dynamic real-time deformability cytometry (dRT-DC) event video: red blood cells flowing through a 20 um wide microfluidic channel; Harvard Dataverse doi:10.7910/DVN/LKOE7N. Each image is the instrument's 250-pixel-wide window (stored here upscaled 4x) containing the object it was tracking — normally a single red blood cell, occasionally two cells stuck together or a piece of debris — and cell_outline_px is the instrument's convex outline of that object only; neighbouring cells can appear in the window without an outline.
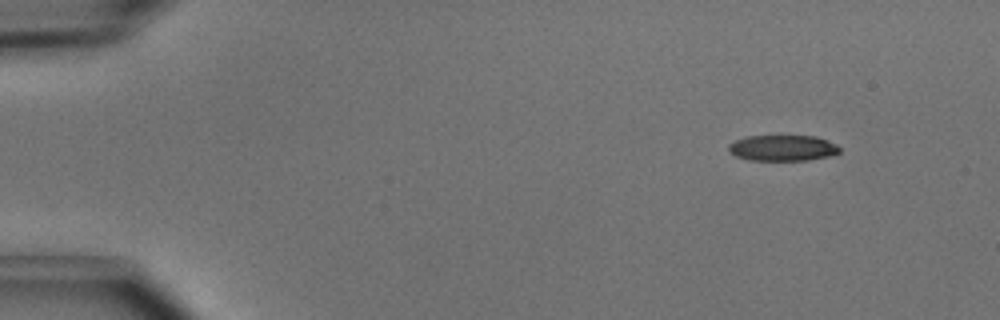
{"species": "common noctule bat (a hibernating species)", "species_latin": "Nyctalus noctula", "temperature_condition": "cold", "stored_images_in_passage": 46, "camera_frame_rate_fps": 3000, "um_per_image_px": 0.085, "animal": {"sex": "male", "body_mass_g": 15.6}, "frame": {"image": 1, "passage_image": 1, "time_ms": 0.0, "image_size_px": [1000, 320], "cell_outline_px": [[840, 152], [828, 156], [808, 160], [748, 160], [736, 156], [728, 152], [728, 144], [736, 140], [748, 136], [816, 136], [828, 140], [836, 144], [840, 148]], "centroid_in_image_um": [66.51, 12.58], "position_along_channel_um": 18.5, "area_um2": 16.76}}
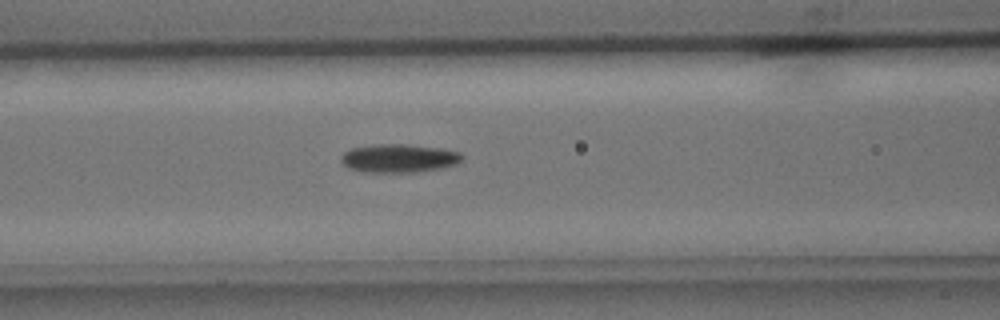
{"frame": {"image": 2, "passage_image": 17, "time_ms": 5.333, "image_size_px": [1000, 320], "cell_outline_px": [[464, 156], [456, 164], [440, 168], [416, 172], [364, 172], [348, 168], [340, 160], [340, 156], [344, 152], [352, 148], [376, 144], [408, 144], [440, 148], [460, 152]], "centroid_in_image_um": [33.89, 13.45], "position_along_channel_um": 132.7, "area_um2": 20.06}}
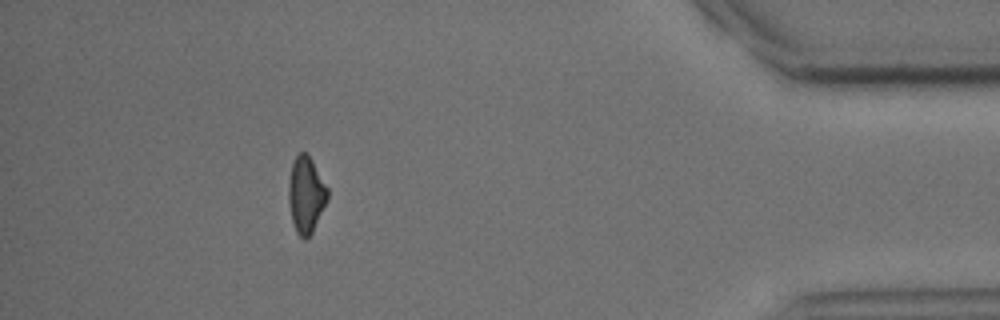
{"frame": {"image": 3, "passage_image": 41, "time_ms": 13.333, "image_size_px": [1000, 320], "cell_outline_px": [[328, 200], [312, 232], [304, 240], [296, 232], [292, 220], [288, 200], [288, 184], [292, 160], [300, 152], [304, 152], [312, 160], [328, 188]], "centroid_in_image_um": [26.0, 16.54], "position_along_channel_um": 409.2, "area_um2": 17.34}, "authors_computed_cell_mechanics": {"area_um2": 18.3226, "velocity_mm_per_s": 4.042, "shape_relaxation_time_tau1_ms": 3.7775, "shape_relaxation_time_tau2_ms": null, "deformation_change_tau1": 0.1348, "deformation_change_tau2": null}}